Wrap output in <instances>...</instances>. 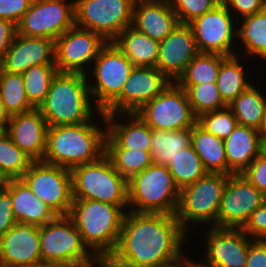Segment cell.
I'll return each mask as SVG.
<instances>
[{
	"label": "cell",
	"mask_w": 266,
	"mask_h": 267,
	"mask_svg": "<svg viewBox=\"0 0 266 267\" xmlns=\"http://www.w3.org/2000/svg\"><path fill=\"white\" fill-rule=\"evenodd\" d=\"M190 237L176 215L127 211L117 246L106 262L111 267H168L184 258Z\"/></svg>",
	"instance_id": "6da1fadb"
},
{
	"label": "cell",
	"mask_w": 266,
	"mask_h": 267,
	"mask_svg": "<svg viewBox=\"0 0 266 267\" xmlns=\"http://www.w3.org/2000/svg\"><path fill=\"white\" fill-rule=\"evenodd\" d=\"M106 134V118L101 111L90 122L48 127L42 161L68 169L94 162L105 154Z\"/></svg>",
	"instance_id": "7a4b0ae2"
},
{
	"label": "cell",
	"mask_w": 266,
	"mask_h": 267,
	"mask_svg": "<svg viewBox=\"0 0 266 267\" xmlns=\"http://www.w3.org/2000/svg\"><path fill=\"white\" fill-rule=\"evenodd\" d=\"M128 206L73 199L68 216L80 232L84 244L100 260L115 250Z\"/></svg>",
	"instance_id": "3957f363"
},
{
	"label": "cell",
	"mask_w": 266,
	"mask_h": 267,
	"mask_svg": "<svg viewBox=\"0 0 266 267\" xmlns=\"http://www.w3.org/2000/svg\"><path fill=\"white\" fill-rule=\"evenodd\" d=\"M48 127L90 122L100 110L94 105L85 74L57 72L38 108Z\"/></svg>",
	"instance_id": "277c9868"
},
{
	"label": "cell",
	"mask_w": 266,
	"mask_h": 267,
	"mask_svg": "<svg viewBox=\"0 0 266 267\" xmlns=\"http://www.w3.org/2000/svg\"><path fill=\"white\" fill-rule=\"evenodd\" d=\"M128 211L169 214L177 212L180 189L167 166L153 163L127 181Z\"/></svg>",
	"instance_id": "5b68a950"
},
{
	"label": "cell",
	"mask_w": 266,
	"mask_h": 267,
	"mask_svg": "<svg viewBox=\"0 0 266 267\" xmlns=\"http://www.w3.org/2000/svg\"><path fill=\"white\" fill-rule=\"evenodd\" d=\"M73 199L128 206L127 180L104 154L98 160L71 169Z\"/></svg>",
	"instance_id": "8992f818"
},
{
	"label": "cell",
	"mask_w": 266,
	"mask_h": 267,
	"mask_svg": "<svg viewBox=\"0 0 266 267\" xmlns=\"http://www.w3.org/2000/svg\"><path fill=\"white\" fill-rule=\"evenodd\" d=\"M227 174L210 173L180 191L176 218L181 228L190 235L191 225L217 227V213L222 193L228 181ZM200 224V225H199Z\"/></svg>",
	"instance_id": "52a82bcc"
},
{
	"label": "cell",
	"mask_w": 266,
	"mask_h": 267,
	"mask_svg": "<svg viewBox=\"0 0 266 267\" xmlns=\"http://www.w3.org/2000/svg\"><path fill=\"white\" fill-rule=\"evenodd\" d=\"M42 260L65 264L69 267H93L100 260L84 244L72 219L56 216L39 227Z\"/></svg>",
	"instance_id": "ba28073f"
},
{
	"label": "cell",
	"mask_w": 266,
	"mask_h": 267,
	"mask_svg": "<svg viewBox=\"0 0 266 267\" xmlns=\"http://www.w3.org/2000/svg\"><path fill=\"white\" fill-rule=\"evenodd\" d=\"M133 67L113 42L100 50L86 76L92 101L101 112L120 94Z\"/></svg>",
	"instance_id": "9c48e42d"
},
{
	"label": "cell",
	"mask_w": 266,
	"mask_h": 267,
	"mask_svg": "<svg viewBox=\"0 0 266 267\" xmlns=\"http://www.w3.org/2000/svg\"><path fill=\"white\" fill-rule=\"evenodd\" d=\"M135 0H74L75 26L100 34L112 42L132 26Z\"/></svg>",
	"instance_id": "30bf717a"
},
{
	"label": "cell",
	"mask_w": 266,
	"mask_h": 267,
	"mask_svg": "<svg viewBox=\"0 0 266 267\" xmlns=\"http://www.w3.org/2000/svg\"><path fill=\"white\" fill-rule=\"evenodd\" d=\"M20 179L57 216L69 214L73 202L71 169L33 161Z\"/></svg>",
	"instance_id": "8fae6325"
},
{
	"label": "cell",
	"mask_w": 266,
	"mask_h": 267,
	"mask_svg": "<svg viewBox=\"0 0 266 267\" xmlns=\"http://www.w3.org/2000/svg\"><path fill=\"white\" fill-rule=\"evenodd\" d=\"M136 114L155 130H182L197 122L185 89L170 82L153 100L143 105Z\"/></svg>",
	"instance_id": "7c38bea8"
},
{
	"label": "cell",
	"mask_w": 266,
	"mask_h": 267,
	"mask_svg": "<svg viewBox=\"0 0 266 267\" xmlns=\"http://www.w3.org/2000/svg\"><path fill=\"white\" fill-rule=\"evenodd\" d=\"M237 19L221 1L189 23L198 53L233 56L237 52Z\"/></svg>",
	"instance_id": "4fadbf2b"
},
{
	"label": "cell",
	"mask_w": 266,
	"mask_h": 267,
	"mask_svg": "<svg viewBox=\"0 0 266 267\" xmlns=\"http://www.w3.org/2000/svg\"><path fill=\"white\" fill-rule=\"evenodd\" d=\"M74 25V0H33L16 26L19 35L55 41Z\"/></svg>",
	"instance_id": "5bb4252c"
},
{
	"label": "cell",
	"mask_w": 266,
	"mask_h": 267,
	"mask_svg": "<svg viewBox=\"0 0 266 267\" xmlns=\"http://www.w3.org/2000/svg\"><path fill=\"white\" fill-rule=\"evenodd\" d=\"M107 43L100 34L74 25L55 40V66L58 72L86 75Z\"/></svg>",
	"instance_id": "9a60e30c"
},
{
	"label": "cell",
	"mask_w": 266,
	"mask_h": 267,
	"mask_svg": "<svg viewBox=\"0 0 266 267\" xmlns=\"http://www.w3.org/2000/svg\"><path fill=\"white\" fill-rule=\"evenodd\" d=\"M266 196L242 174L228 176L217 213V227L242 228Z\"/></svg>",
	"instance_id": "2e32d148"
},
{
	"label": "cell",
	"mask_w": 266,
	"mask_h": 267,
	"mask_svg": "<svg viewBox=\"0 0 266 267\" xmlns=\"http://www.w3.org/2000/svg\"><path fill=\"white\" fill-rule=\"evenodd\" d=\"M170 82L156 67L134 66L120 94L102 112L136 113Z\"/></svg>",
	"instance_id": "e0dca14e"
},
{
	"label": "cell",
	"mask_w": 266,
	"mask_h": 267,
	"mask_svg": "<svg viewBox=\"0 0 266 267\" xmlns=\"http://www.w3.org/2000/svg\"><path fill=\"white\" fill-rule=\"evenodd\" d=\"M208 228V229H207ZM202 262L210 267H245L250 238L241 228L207 227Z\"/></svg>",
	"instance_id": "ac0fdd59"
},
{
	"label": "cell",
	"mask_w": 266,
	"mask_h": 267,
	"mask_svg": "<svg viewBox=\"0 0 266 267\" xmlns=\"http://www.w3.org/2000/svg\"><path fill=\"white\" fill-rule=\"evenodd\" d=\"M198 54L189 24L179 23L159 44L156 68L171 82H176Z\"/></svg>",
	"instance_id": "d6986e66"
},
{
	"label": "cell",
	"mask_w": 266,
	"mask_h": 267,
	"mask_svg": "<svg viewBox=\"0 0 266 267\" xmlns=\"http://www.w3.org/2000/svg\"><path fill=\"white\" fill-rule=\"evenodd\" d=\"M40 260L38 226L17 222L0 238V267H21Z\"/></svg>",
	"instance_id": "ffe728a7"
},
{
	"label": "cell",
	"mask_w": 266,
	"mask_h": 267,
	"mask_svg": "<svg viewBox=\"0 0 266 267\" xmlns=\"http://www.w3.org/2000/svg\"><path fill=\"white\" fill-rule=\"evenodd\" d=\"M48 125L38 108L10 116L6 133L33 161H42L46 152Z\"/></svg>",
	"instance_id": "44dd1931"
},
{
	"label": "cell",
	"mask_w": 266,
	"mask_h": 267,
	"mask_svg": "<svg viewBox=\"0 0 266 267\" xmlns=\"http://www.w3.org/2000/svg\"><path fill=\"white\" fill-rule=\"evenodd\" d=\"M55 41L41 37H25L16 34L4 60L3 71L24 73L32 66L55 64Z\"/></svg>",
	"instance_id": "7402d4cb"
},
{
	"label": "cell",
	"mask_w": 266,
	"mask_h": 267,
	"mask_svg": "<svg viewBox=\"0 0 266 267\" xmlns=\"http://www.w3.org/2000/svg\"><path fill=\"white\" fill-rule=\"evenodd\" d=\"M105 148L150 151L151 128L136 113L105 114Z\"/></svg>",
	"instance_id": "603a6c76"
},
{
	"label": "cell",
	"mask_w": 266,
	"mask_h": 267,
	"mask_svg": "<svg viewBox=\"0 0 266 267\" xmlns=\"http://www.w3.org/2000/svg\"><path fill=\"white\" fill-rule=\"evenodd\" d=\"M178 24L171 4L134 2L132 26L153 40L161 42Z\"/></svg>",
	"instance_id": "cb8c5ba5"
},
{
	"label": "cell",
	"mask_w": 266,
	"mask_h": 267,
	"mask_svg": "<svg viewBox=\"0 0 266 267\" xmlns=\"http://www.w3.org/2000/svg\"><path fill=\"white\" fill-rule=\"evenodd\" d=\"M224 146L227 175L241 174L260 155V132L238 124L224 140Z\"/></svg>",
	"instance_id": "d4e9b609"
},
{
	"label": "cell",
	"mask_w": 266,
	"mask_h": 267,
	"mask_svg": "<svg viewBox=\"0 0 266 267\" xmlns=\"http://www.w3.org/2000/svg\"><path fill=\"white\" fill-rule=\"evenodd\" d=\"M7 192L11 195L12 211L17 222L40 227L57 216L21 179H12Z\"/></svg>",
	"instance_id": "484cf974"
},
{
	"label": "cell",
	"mask_w": 266,
	"mask_h": 267,
	"mask_svg": "<svg viewBox=\"0 0 266 267\" xmlns=\"http://www.w3.org/2000/svg\"><path fill=\"white\" fill-rule=\"evenodd\" d=\"M237 23L238 52H236V54L246 57L251 61L254 58L253 62L256 63L255 66L258 65L263 67V63L266 65V8L259 13L244 17ZM258 59L259 61H262L261 65L259 64Z\"/></svg>",
	"instance_id": "4316f807"
},
{
	"label": "cell",
	"mask_w": 266,
	"mask_h": 267,
	"mask_svg": "<svg viewBox=\"0 0 266 267\" xmlns=\"http://www.w3.org/2000/svg\"><path fill=\"white\" fill-rule=\"evenodd\" d=\"M243 62H247L248 66L255 65L252 61L237 54L233 56H226L221 62L218 77L216 79V85L221 98L227 105L230 104L240 93L248 89L253 84L252 81H259L260 78L262 81L265 80L262 79V77H259L258 80H251L249 77H252L253 73L248 74L250 71L248 70V67L244 66L246 64Z\"/></svg>",
	"instance_id": "83f0119b"
},
{
	"label": "cell",
	"mask_w": 266,
	"mask_h": 267,
	"mask_svg": "<svg viewBox=\"0 0 266 267\" xmlns=\"http://www.w3.org/2000/svg\"><path fill=\"white\" fill-rule=\"evenodd\" d=\"M112 42L134 66L156 67L160 42L133 26L125 28Z\"/></svg>",
	"instance_id": "f1b7e54d"
},
{
	"label": "cell",
	"mask_w": 266,
	"mask_h": 267,
	"mask_svg": "<svg viewBox=\"0 0 266 267\" xmlns=\"http://www.w3.org/2000/svg\"><path fill=\"white\" fill-rule=\"evenodd\" d=\"M191 145L207 172L227 174V159L223 139L214 136L196 122L192 127Z\"/></svg>",
	"instance_id": "f546056e"
},
{
	"label": "cell",
	"mask_w": 266,
	"mask_h": 267,
	"mask_svg": "<svg viewBox=\"0 0 266 267\" xmlns=\"http://www.w3.org/2000/svg\"><path fill=\"white\" fill-rule=\"evenodd\" d=\"M257 83L253 82L248 89L228 104V107L234 113L239 125L259 130L266 107V93L263 88L261 89L260 83Z\"/></svg>",
	"instance_id": "4dcf8cb0"
},
{
	"label": "cell",
	"mask_w": 266,
	"mask_h": 267,
	"mask_svg": "<svg viewBox=\"0 0 266 267\" xmlns=\"http://www.w3.org/2000/svg\"><path fill=\"white\" fill-rule=\"evenodd\" d=\"M192 128L182 130L151 129V157L153 163L168 166L179 151L191 145Z\"/></svg>",
	"instance_id": "1f68e13d"
},
{
	"label": "cell",
	"mask_w": 266,
	"mask_h": 267,
	"mask_svg": "<svg viewBox=\"0 0 266 267\" xmlns=\"http://www.w3.org/2000/svg\"><path fill=\"white\" fill-rule=\"evenodd\" d=\"M0 96L9 116L34 109L27 100L24 79L21 73H10L0 68Z\"/></svg>",
	"instance_id": "d6a6232c"
},
{
	"label": "cell",
	"mask_w": 266,
	"mask_h": 267,
	"mask_svg": "<svg viewBox=\"0 0 266 267\" xmlns=\"http://www.w3.org/2000/svg\"><path fill=\"white\" fill-rule=\"evenodd\" d=\"M226 56L217 53H198L178 78V85L216 82L220 65Z\"/></svg>",
	"instance_id": "836d02e7"
},
{
	"label": "cell",
	"mask_w": 266,
	"mask_h": 267,
	"mask_svg": "<svg viewBox=\"0 0 266 267\" xmlns=\"http://www.w3.org/2000/svg\"><path fill=\"white\" fill-rule=\"evenodd\" d=\"M167 167L180 190L208 173L192 145L179 151Z\"/></svg>",
	"instance_id": "e575fe53"
},
{
	"label": "cell",
	"mask_w": 266,
	"mask_h": 267,
	"mask_svg": "<svg viewBox=\"0 0 266 267\" xmlns=\"http://www.w3.org/2000/svg\"><path fill=\"white\" fill-rule=\"evenodd\" d=\"M57 72L55 64H41L32 66L22 73L27 100L34 108H39L45 101Z\"/></svg>",
	"instance_id": "d590c367"
},
{
	"label": "cell",
	"mask_w": 266,
	"mask_h": 267,
	"mask_svg": "<svg viewBox=\"0 0 266 267\" xmlns=\"http://www.w3.org/2000/svg\"><path fill=\"white\" fill-rule=\"evenodd\" d=\"M115 170L127 181L153 164L150 151L125 148H105Z\"/></svg>",
	"instance_id": "8d00e7d4"
},
{
	"label": "cell",
	"mask_w": 266,
	"mask_h": 267,
	"mask_svg": "<svg viewBox=\"0 0 266 267\" xmlns=\"http://www.w3.org/2000/svg\"><path fill=\"white\" fill-rule=\"evenodd\" d=\"M179 86L186 90L191 109L197 118L203 113L228 106L221 98L216 82Z\"/></svg>",
	"instance_id": "74e56055"
},
{
	"label": "cell",
	"mask_w": 266,
	"mask_h": 267,
	"mask_svg": "<svg viewBox=\"0 0 266 267\" xmlns=\"http://www.w3.org/2000/svg\"><path fill=\"white\" fill-rule=\"evenodd\" d=\"M33 160L16 146L6 132L0 134V168L12 179H20Z\"/></svg>",
	"instance_id": "f35d334b"
},
{
	"label": "cell",
	"mask_w": 266,
	"mask_h": 267,
	"mask_svg": "<svg viewBox=\"0 0 266 267\" xmlns=\"http://www.w3.org/2000/svg\"><path fill=\"white\" fill-rule=\"evenodd\" d=\"M197 122L208 132L223 140H225L238 125L234 113L228 106L201 114L197 118Z\"/></svg>",
	"instance_id": "ab89813d"
},
{
	"label": "cell",
	"mask_w": 266,
	"mask_h": 267,
	"mask_svg": "<svg viewBox=\"0 0 266 267\" xmlns=\"http://www.w3.org/2000/svg\"><path fill=\"white\" fill-rule=\"evenodd\" d=\"M220 2V0H173L171 5L179 23L189 24L195 18L209 12Z\"/></svg>",
	"instance_id": "60d3db41"
},
{
	"label": "cell",
	"mask_w": 266,
	"mask_h": 267,
	"mask_svg": "<svg viewBox=\"0 0 266 267\" xmlns=\"http://www.w3.org/2000/svg\"><path fill=\"white\" fill-rule=\"evenodd\" d=\"M222 2L237 21L266 8V0H223Z\"/></svg>",
	"instance_id": "b9f144b4"
},
{
	"label": "cell",
	"mask_w": 266,
	"mask_h": 267,
	"mask_svg": "<svg viewBox=\"0 0 266 267\" xmlns=\"http://www.w3.org/2000/svg\"><path fill=\"white\" fill-rule=\"evenodd\" d=\"M241 229L252 239L266 240V201L250 215Z\"/></svg>",
	"instance_id": "7bdbcfd3"
},
{
	"label": "cell",
	"mask_w": 266,
	"mask_h": 267,
	"mask_svg": "<svg viewBox=\"0 0 266 267\" xmlns=\"http://www.w3.org/2000/svg\"><path fill=\"white\" fill-rule=\"evenodd\" d=\"M241 174L266 196V158L257 156Z\"/></svg>",
	"instance_id": "ee69618b"
},
{
	"label": "cell",
	"mask_w": 266,
	"mask_h": 267,
	"mask_svg": "<svg viewBox=\"0 0 266 267\" xmlns=\"http://www.w3.org/2000/svg\"><path fill=\"white\" fill-rule=\"evenodd\" d=\"M33 0H0V19L17 25Z\"/></svg>",
	"instance_id": "f6af8a7d"
},
{
	"label": "cell",
	"mask_w": 266,
	"mask_h": 267,
	"mask_svg": "<svg viewBox=\"0 0 266 267\" xmlns=\"http://www.w3.org/2000/svg\"><path fill=\"white\" fill-rule=\"evenodd\" d=\"M17 223L12 211L11 195L7 189L0 191V238Z\"/></svg>",
	"instance_id": "bcb514c9"
},
{
	"label": "cell",
	"mask_w": 266,
	"mask_h": 267,
	"mask_svg": "<svg viewBox=\"0 0 266 267\" xmlns=\"http://www.w3.org/2000/svg\"><path fill=\"white\" fill-rule=\"evenodd\" d=\"M245 267H266V240L250 242Z\"/></svg>",
	"instance_id": "7dc6e473"
},
{
	"label": "cell",
	"mask_w": 266,
	"mask_h": 267,
	"mask_svg": "<svg viewBox=\"0 0 266 267\" xmlns=\"http://www.w3.org/2000/svg\"><path fill=\"white\" fill-rule=\"evenodd\" d=\"M17 34V26L9 20L0 19V63Z\"/></svg>",
	"instance_id": "c3c4849f"
},
{
	"label": "cell",
	"mask_w": 266,
	"mask_h": 267,
	"mask_svg": "<svg viewBox=\"0 0 266 267\" xmlns=\"http://www.w3.org/2000/svg\"><path fill=\"white\" fill-rule=\"evenodd\" d=\"M10 116L5 111L4 104L2 102V98L0 96V129L5 132L7 129V124L9 122Z\"/></svg>",
	"instance_id": "681fc988"
},
{
	"label": "cell",
	"mask_w": 266,
	"mask_h": 267,
	"mask_svg": "<svg viewBox=\"0 0 266 267\" xmlns=\"http://www.w3.org/2000/svg\"><path fill=\"white\" fill-rule=\"evenodd\" d=\"M21 267H69V266H67L65 264H62V263L40 260L38 262L31 263V264H28V265H24V266H21Z\"/></svg>",
	"instance_id": "f907efd6"
},
{
	"label": "cell",
	"mask_w": 266,
	"mask_h": 267,
	"mask_svg": "<svg viewBox=\"0 0 266 267\" xmlns=\"http://www.w3.org/2000/svg\"><path fill=\"white\" fill-rule=\"evenodd\" d=\"M12 178L0 168V191L7 189Z\"/></svg>",
	"instance_id": "816d5d0a"
},
{
	"label": "cell",
	"mask_w": 266,
	"mask_h": 267,
	"mask_svg": "<svg viewBox=\"0 0 266 267\" xmlns=\"http://www.w3.org/2000/svg\"><path fill=\"white\" fill-rule=\"evenodd\" d=\"M260 155L266 158V133H260Z\"/></svg>",
	"instance_id": "f5cc1de1"
},
{
	"label": "cell",
	"mask_w": 266,
	"mask_h": 267,
	"mask_svg": "<svg viewBox=\"0 0 266 267\" xmlns=\"http://www.w3.org/2000/svg\"><path fill=\"white\" fill-rule=\"evenodd\" d=\"M193 260L192 258L190 259L189 256H187V267H210L205 265L202 261H197Z\"/></svg>",
	"instance_id": "db71d44e"
},
{
	"label": "cell",
	"mask_w": 266,
	"mask_h": 267,
	"mask_svg": "<svg viewBox=\"0 0 266 267\" xmlns=\"http://www.w3.org/2000/svg\"><path fill=\"white\" fill-rule=\"evenodd\" d=\"M168 267H187V257L186 255L184 256V258L180 261V262H177L173 265H170Z\"/></svg>",
	"instance_id": "11a10c76"
},
{
	"label": "cell",
	"mask_w": 266,
	"mask_h": 267,
	"mask_svg": "<svg viewBox=\"0 0 266 267\" xmlns=\"http://www.w3.org/2000/svg\"><path fill=\"white\" fill-rule=\"evenodd\" d=\"M259 132L260 133H266V107H265L263 120H262V124L260 126V129H259Z\"/></svg>",
	"instance_id": "9f6ffc18"
},
{
	"label": "cell",
	"mask_w": 266,
	"mask_h": 267,
	"mask_svg": "<svg viewBox=\"0 0 266 267\" xmlns=\"http://www.w3.org/2000/svg\"><path fill=\"white\" fill-rule=\"evenodd\" d=\"M135 1H140V2H155V3H167L171 4L173 0H135Z\"/></svg>",
	"instance_id": "6f0895ef"
},
{
	"label": "cell",
	"mask_w": 266,
	"mask_h": 267,
	"mask_svg": "<svg viewBox=\"0 0 266 267\" xmlns=\"http://www.w3.org/2000/svg\"><path fill=\"white\" fill-rule=\"evenodd\" d=\"M93 267H111L106 261H100L97 265Z\"/></svg>",
	"instance_id": "680465c9"
}]
</instances>
